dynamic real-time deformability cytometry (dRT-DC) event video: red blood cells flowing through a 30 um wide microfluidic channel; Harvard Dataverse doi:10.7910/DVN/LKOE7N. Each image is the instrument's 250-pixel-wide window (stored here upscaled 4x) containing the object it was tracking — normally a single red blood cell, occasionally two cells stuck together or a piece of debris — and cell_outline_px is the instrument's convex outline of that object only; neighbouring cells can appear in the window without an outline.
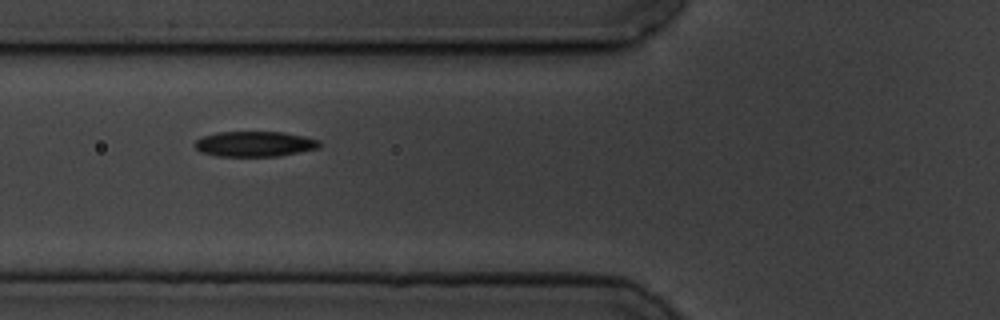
{"species": "common noctule bat (a hibernating species)", "species_latin": "Nyctalus noctula", "temperature_condition": "cold", "stored_images_in_passage": 7, "camera_frame_rate_fps": 3000, "um_per_image_px": 0.085, "animal": {"sex": "male", "body_mass_g": 19.5, "forearm_length_mm": 54.6}, "frame": {"image": 1, "passage_image": 7, "time_ms": 6.667, "image_size_px": [1000, 320], "cell_outline_px": [[320, 148], [280, 156], [216, 156], [200, 152], [192, 144], [196, 140], [204, 136], [216, 132], [284, 132], [304, 136], [320, 140]], "centroid_in_image_um": [21.65, 12.24], "position_along_channel_um": 104.2, "area_um2": 18.55}}